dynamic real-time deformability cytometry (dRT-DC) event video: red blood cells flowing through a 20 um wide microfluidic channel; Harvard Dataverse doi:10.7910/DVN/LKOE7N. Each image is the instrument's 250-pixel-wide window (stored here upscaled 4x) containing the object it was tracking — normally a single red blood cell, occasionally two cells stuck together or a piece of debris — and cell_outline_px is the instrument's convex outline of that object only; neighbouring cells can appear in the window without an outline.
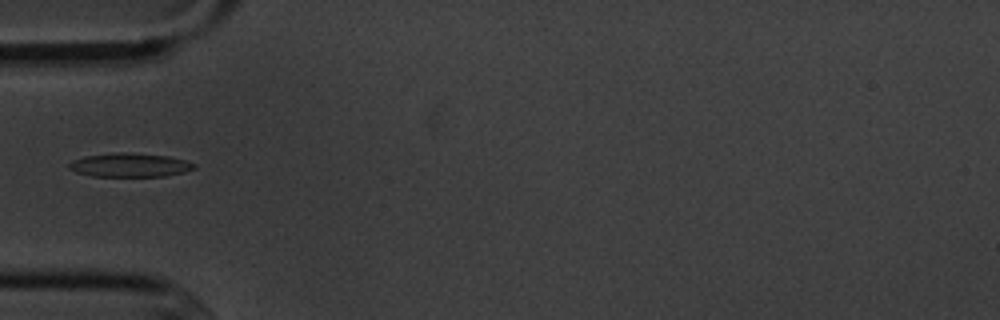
{"species": "common noctule bat (a hibernating species)", "species_latin": "Nyctalus noctula", "temperature_condition": "cold", "stored_images_in_passage": 6, "camera_frame_rate_fps": 3000, "um_per_image_px": 0.085, "animal": {"sex": "male", "body_mass_g": 20.1, "forearm_length_mm": 53.5}, "frame": {"image": 1, "passage_image": 6, "time_ms": 5.667, "image_size_px": [1000, 320], "cell_outline_px": [[196, 168], [184, 172], [164, 176], [92, 176], [76, 172], [68, 168], [68, 164], [72, 160], [84, 156], [112, 152], [124, 152], [168, 156], [184, 160], [196, 164]], "centroid_in_image_um": [11.0, 14.02], "position_along_channel_um": 74.0, "area_um2": 17.4}}